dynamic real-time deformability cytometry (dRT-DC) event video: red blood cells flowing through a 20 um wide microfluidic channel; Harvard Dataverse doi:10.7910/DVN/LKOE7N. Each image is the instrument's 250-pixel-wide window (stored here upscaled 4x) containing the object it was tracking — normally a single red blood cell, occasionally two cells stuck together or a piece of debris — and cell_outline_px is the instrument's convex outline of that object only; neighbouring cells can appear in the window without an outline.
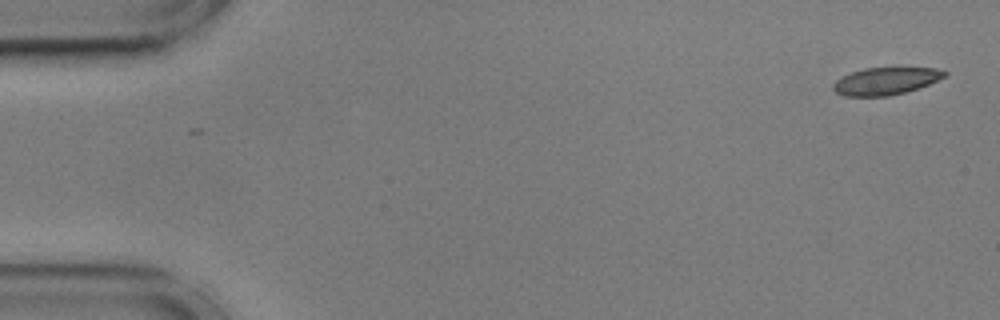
{"species": "common noctule bat (a hibernating species)", "species_latin": "Nyctalus noctula", "temperature_condition": "cold", "stored_images_in_passage": 2, "camera_frame_rate_fps": 3000, "um_per_image_px": 0.085, "animal": {"sex": "male", "body_mass_g": 17.9, "forearm_length_mm": 54.2}, "frame": {"image": 1, "passage_image": 2, "time_ms": 0.333, "image_size_px": [1000, 320], "cell_outline_px": [[948, 76], [928, 84], [904, 92], [888, 96], [844, 96], [836, 92], [832, 88], [832, 84], [836, 80], [852, 72], [864, 68], [936, 68], [948, 72]], "centroid_in_image_um": [75.29, 6.89], "position_along_channel_um": 9.7, "area_um2": 17.57}}